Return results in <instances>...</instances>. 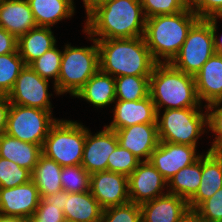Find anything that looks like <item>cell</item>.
I'll return each instance as SVG.
<instances>
[{"mask_svg": "<svg viewBox=\"0 0 222 222\" xmlns=\"http://www.w3.org/2000/svg\"><path fill=\"white\" fill-rule=\"evenodd\" d=\"M215 54L211 18L199 19L189 30L184 44L170 64L189 75H196Z\"/></svg>", "mask_w": 222, "mask_h": 222, "instance_id": "obj_8", "label": "cell"}, {"mask_svg": "<svg viewBox=\"0 0 222 222\" xmlns=\"http://www.w3.org/2000/svg\"><path fill=\"white\" fill-rule=\"evenodd\" d=\"M48 81L30 66H25L8 94L10 103L52 111L51 101H49L52 94L48 93Z\"/></svg>", "mask_w": 222, "mask_h": 222, "instance_id": "obj_10", "label": "cell"}, {"mask_svg": "<svg viewBox=\"0 0 222 222\" xmlns=\"http://www.w3.org/2000/svg\"><path fill=\"white\" fill-rule=\"evenodd\" d=\"M204 222H222V188L196 209Z\"/></svg>", "mask_w": 222, "mask_h": 222, "instance_id": "obj_38", "label": "cell"}, {"mask_svg": "<svg viewBox=\"0 0 222 222\" xmlns=\"http://www.w3.org/2000/svg\"><path fill=\"white\" fill-rule=\"evenodd\" d=\"M61 58L62 51H60L55 45L29 65L43 79L50 80L51 77L54 79V91L57 95L59 94L57 93L55 85L58 82Z\"/></svg>", "mask_w": 222, "mask_h": 222, "instance_id": "obj_31", "label": "cell"}, {"mask_svg": "<svg viewBox=\"0 0 222 222\" xmlns=\"http://www.w3.org/2000/svg\"><path fill=\"white\" fill-rule=\"evenodd\" d=\"M42 147L36 144L23 142L6 133L0 135V157L13 161L31 172L38 163Z\"/></svg>", "mask_w": 222, "mask_h": 222, "instance_id": "obj_23", "label": "cell"}, {"mask_svg": "<svg viewBox=\"0 0 222 222\" xmlns=\"http://www.w3.org/2000/svg\"><path fill=\"white\" fill-rule=\"evenodd\" d=\"M100 222H142L140 205L129 202L106 208Z\"/></svg>", "mask_w": 222, "mask_h": 222, "instance_id": "obj_36", "label": "cell"}, {"mask_svg": "<svg viewBox=\"0 0 222 222\" xmlns=\"http://www.w3.org/2000/svg\"><path fill=\"white\" fill-rule=\"evenodd\" d=\"M222 188V158L213 151L202 155L201 182L196 194L188 201L190 209H196L203 201Z\"/></svg>", "mask_w": 222, "mask_h": 222, "instance_id": "obj_21", "label": "cell"}, {"mask_svg": "<svg viewBox=\"0 0 222 222\" xmlns=\"http://www.w3.org/2000/svg\"><path fill=\"white\" fill-rule=\"evenodd\" d=\"M86 128L71 120H57L42 145V154L61 167L81 165Z\"/></svg>", "mask_w": 222, "mask_h": 222, "instance_id": "obj_6", "label": "cell"}, {"mask_svg": "<svg viewBox=\"0 0 222 222\" xmlns=\"http://www.w3.org/2000/svg\"><path fill=\"white\" fill-rule=\"evenodd\" d=\"M222 101L204 105L207 110V130L215 133V140L209 151L215 152L222 145Z\"/></svg>", "mask_w": 222, "mask_h": 222, "instance_id": "obj_37", "label": "cell"}, {"mask_svg": "<svg viewBox=\"0 0 222 222\" xmlns=\"http://www.w3.org/2000/svg\"><path fill=\"white\" fill-rule=\"evenodd\" d=\"M168 181L156 170L150 161H141L128 176L130 202L141 205L159 196Z\"/></svg>", "mask_w": 222, "mask_h": 222, "instance_id": "obj_13", "label": "cell"}, {"mask_svg": "<svg viewBox=\"0 0 222 222\" xmlns=\"http://www.w3.org/2000/svg\"><path fill=\"white\" fill-rule=\"evenodd\" d=\"M103 208L90 190L82 193H69L65 197L64 216L75 222H100Z\"/></svg>", "mask_w": 222, "mask_h": 222, "instance_id": "obj_25", "label": "cell"}, {"mask_svg": "<svg viewBox=\"0 0 222 222\" xmlns=\"http://www.w3.org/2000/svg\"><path fill=\"white\" fill-rule=\"evenodd\" d=\"M17 50V38L0 27V55L13 53Z\"/></svg>", "mask_w": 222, "mask_h": 222, "instance_id": "obj_41", "label": "cell"}, {"mask_svg": "<svg viewBox=\"0 0 222 222\" xmlns=\"http://www.w3.org/2000/svg\"><path fill=\"white\" fill-rule=\"evenodd\" d=\"M201 109L202 108L166 109L164 110L162 118L157 115L159 141L197 147L199 137L201 134H204L205 129L208 128L207 110L205 111L206 113H203Z\"/></svg>", "mask_w": 222, "mask_h": 222, "instance_id": "obj_7", "label": "cell"}, {"mask_svg": "<svg viewBox=\"0 0 222 222\" xmlns=\"http://www.w3.org/2000/svg\"><path fill=\"white\" fill-rule=\"evenodd\" d=\"M36 25L52 27L58 21L72 17L75 6L73 0H27Z\"/></svg>", "mask_w": 222, "mask_h": 222, "instance_id": "obj_26", "label": "cell"}, {"mask_svg": "<svg viewBox=\"0 0 222 222\" xmlns=\"http://www.w3.org/2000/svg\"><path fill=\"white\" fill-rule=\"evenodd\" d=\"M50 27H35L17 39V50L26 66L56 45Z\"/></svg>", "mask_w": 222, "mask_h": 222, "instance_id": "obj_22", "label": "cell"}, {"mask_svg": "<svg viewBox=\"0 0 222 222\" xmlns=\"http://www.w3.org/2000/svg\"><path fill=\"white\" fill-rule=\"evenodd\" d=\"M0 222H28V220L22 217L0 215Z\"/></svg>", "mask_w": 222, "mask_h": 222, "instance_id": "obj_47", "label": "cell"}, {"mask_svg": "<svg viewBox=\"0 0 222 222\" xmlns=\"http://www.w3.org/2000/svg\"><path fill=\"white\" fill-rule=\"evenodd\" d=\"M60 179L62 189L68 193H82L90 190V174L82 165L62 167Z\"/></svg>", "mask_w": 222, "mask_h": 222, "instance_id": "obj_32", "label": "cell"}, {"mask_svg": "<svg viewBox=\"0 0 222 222\" xmlns=\"http://www.w3.org/2000/svg\"><path fill=\"white\" fill-rule=\"evenodd\" d=\"M149 95L156 107L161 108H202L198 98L194 76L186 74L170 63H157L150 76Z\"/></svg>", "mask_w": 222, "mask_h": 222, "instance_id": "obj_4", "label": "cell"}, {"mask_svg": "<svg viewBox=\"0 0 222 222\" xmlns=\"http://www.w3.org/2000/svg\"><path fill=\"white\" fill-rule=\"evenodd\" d=\"M62 167L53 159L40 155L38 163L31 172V180L39 190L40 197L62 191L61 184Z\"/></svg>", "mask_w": 222, "mask_h": 222, "instance_id": "obj_27", "label": "cell"}, {"mask_svg": "<svg viewBox=\"0 0 222 222\" xmlns=\"http://www.w3.org/2000/svg\"><path fill=\"white\" fill-rule=\"evenodd\" d=\"M74 97L82 98L97 108L108 106L116 100L115 77L99 69Z\"/></svg>", "mask_w": 222, "mask_h": 222, "instance_id": "obj_24", "label": "cell"}, {"mask_svg": "<svg viewBox=\"0 0 222 222\" xmlns=\"http://www.w3.org/2000/svg\"><path fill=\"white\" fill-rule=\"evenodd\" d=\"M11 103L8 96H0V135L5 133L7 126L8 112Z\"/></svg>", "mask_w": 222, "mask_h": 222, "instance_id": "obj_42", "label": "cell"}, {"mask_svg": "<svg viewBox=\"0 0 222 222\" xmlns=\"http://www.w3.org/2000/svg\"><path fill=\"white\" fill-rule=\"evenodd\" d=\"M69 193L67 191H59L51 195H46L42 199L46 203L54 204L56 206H59L61 210L64 209V202H65V197H68Z\"/></svg>", "mask_w": 222, "mask_h": 222, "instance_id": "obj_43", "label": "cell"}, {"mask_svg": "<svg viewBox=\"0 0 222 222\" xmlns=\"http://www.w3.org/2000/svg\"><path fill=\"white\" fill-rule=\"evenodd\" d=\"M140 162L133 153L118 144L108 157L107 170L128 177Z\"/></svg>", "mask_w": 222, "mask_h": 222, "instance_id": "obj_35", "label": "cell"}, {"mask_svg": "<svg viewBox=\"0 0 222 222\" xmlns=\"http://www.w3.org/2000/svg\"><path fill=\"white\" fill-rule=\"evenodd\" d=\"M146 18L172 15L190 8L189 0H140Z\"/></svg>", "mask_w": 222, "mask_h": 222, "instance_id": "obj_34", "label": "cell"}, {"mask_svg": "<svg viewBox=\"0 0 222 222\" xmlns=\"http://www.w3.org/2000/svg\"><path fill=\"white\" fill-rule=\"evenodd\" d=\"M31 171L0 157V188H12L31 180Z\"/></svg>", "mask_w": 222, "mask_h": 222, "instance_id": "obj_33", "label": "cell"}, {"mask_svg": "<svg viewBox=\"0 0 222 222\" xmlns=\"http://www.w3.org/2000/svg\"><path fill=\"white\" fill-rule=\"evenodd\" d=\"M215 152L222 158V145Z\"/></svg>", "mask_w": 222, "mask_h": 222, "instance_id": "obj_48", "label": "cell"}, {"mask_svg": "<svg viewBox=\"0 0 222 222\" xmlns=\"http://www.w3.org/2000/svg\"><path fill=\"white\" fill-rule=\"evenodd\" d=\"M85 6L86 15L90 13L96 6L102 4L106 0H82Z\"/></svg>", "mask_w": 222, "mask_h": 222, "instance_id": "obj_46", "label": "cell"}, {"mask_svg": "<svg viewBox=\"0 0 222 222\" xmlns=\"http://www.w3.org/2000/svg\"><path fill=\"white\" fill-rule=\"evenodd\" d=\"M199 19L190 8L172 15L146 18L144 39L154 60L157 63H170Z\"/></svg>", "mask_w": 222, "mask_h": 222, "instance_id": "obj_3", "label": "cell"}, {"mask_svg": "<svg viewBox=\"0 0 222 222\" xmlns=\"http://www.w3.org/2000/svg\"><path fill=\"white\" fill-rule=\"evenodd\" d=\"M177 222H204L195 209H188Z\"/></svg>", "mask_w": 222, "mask_h": 222, "instance_id": "obj_45", "label": "cell"}, {"mask_svg": "<svg viewBox=\"0 0 222 222\" xmlns=\"http://www.w3.org/2000/svg\"><path fill=\"white\" fill-rule=\"evenodd\" d=\"M115 133L119 145L133 153L140 161H149L159 143L157 123L132 125L118 129Z\"/></svg>", "mask_w": 222, "mask_h": 222, "instance_id": "obj_16", "label": "cell"}, {"mask_svg": "<svg viewBox=\"0 0 222 222\" xmlns=\"http://www.w3.org/2000/svg\"><path fill=\"white\" fill-rule=\"evenodd\" d=\"M65 218L63 210L54 204L46 203L42 198L36 211L28 222H62Z\"/></svg>", "mask_w": 222, "mask_h": 222, "instance_id": "obj_39", "label": "cell"}, {"mask_svg": "<svg viewBox=\"0 0 222 222\" xmlns=\"http://www.w3.org/2000/svg\"><path fill=\"white\" fill-rule=\"evenodd\" d=\"M140 209L142 222H177L189 207L185 199L166 192L141 204Z\"/></svg>", "mask_w": 222, "mask_h": 222, "instance_id": "obj_19", "label": "cell"}, {"mask_svg": "<svg viewBox=\"0 0 222 222\" xmlns=\"http://www.w3.org/2000/svg\"><path fill=\"white\" fill-rule=\"evenodd\" d=\"M200 102L207 105L222 101V55L213 54L194 75Z\"/></svg>", "mask_w": 222, "mask_h": 222, "instance_id": "obj_18", "label": "cell"}, {"mask_svg": "<svg viewBox=\"0 0 222 222\" xmlns=\"http://www.w3.org/2000/svg\"><path fill=\"white\" fill-rule=\"evenodd\" d=\"M90 192L103 209L130 202L128 177L111 171L90 174Z\"/></svg>", "mask_w": 222, "mask_h": 222, "instance_id": "obj_11", "label": "cell"}, {"mask_svg": "<svg viewBox=\"0 0 222 222\" xmlns=\"http://www.w3.org/2000/svg\"><path fill=\"white\" fill-rule=\"evenodd\" d=\"M200 156L196 153V146L159 141L149 161L168 181L180 169L191 165Z\"/></svg>", "mask_w": 222, "mask_h": 222, "instance_id": "obj_12", "label": "cell"}, {"mask_svg": "<svg viewBox=\"0 0 222 222\" xmlns=\"http://www.w3.org/2000/svg\"><path fill=\"white\" fill-rule=\"evenodd\" d=\"M118 144V138L114 130L104 126L103 130L93 136L91 131L86 128L81 165L89 174L106 171L108 157Z\"/></svg>", "mask_w": 222, "mask_h": 222, "instance_id": "obj_15", "label": "cell"}, {"mask_svg": "<svg viewBox=\"0 0 222 222\" xmlns=\"http://www.w3.org/2000/svg\"><path fill=\"white\" fill-rule=\"evenodd\" d=\"M190 9L200 18H222V0H190Z\"/></svg>", "mask_w": 222, "mask_h": 222, "instance_id": "obj_40", "label": "cell"}, {"mask_svg": "<svg viewBox=\"0 0 222 222\" xmlns=\"http://www.w3.org/2000/svg\"><path fill=\"white\" fill-rule=\"evenodd\" d=\"M96 41L100 70L103 73L115 78L127 75L151 76L157 62L152 57L144 36Z\"/></svg>", "mask_w": 222, "mask_h": 222, "instance_id": "obj_2", "label": "cell"}, {"mask_svg": "<svg viewBox=\"0 0 222 222\" xmlns=\"http://www.w3.org/2000/svg\"><path fill=\"white\" fill-rule=\"evenodd\" d=\"M25 66L18 50L0 55V96H8Z\"/></svg>", "mask_w": 222, "mask_h": 222, "instance_id": "obj_30", "label": "cell"}, {"mask_svg": "<svg viewBox=\"0 0 222 222\" xmlns=\"http://www.w3.org/2000/svg\"><path fill=\"white\" fill-rule=\"evenodd\" d=\"M52 111L11 104L5 133L42 147L51 126L58 120Z\"/></svg>", "mask_w": 222, "mask_h": 222, "instance_id": "obj_9", "label": "cell"}, {"mask_svg": "<svg viewBox=\"0 0 222 222\" xmlns=\"http://www.w3.org/2000/svg\"><path fill=\"white\" fill-rule=\"evenodd\" d=\"M0 27L17 39L37 27L27 0H0Z\"/></svg>", "mask_w": 222, "mask_h": 222, "instance_id": "obj_20", "label": "cell"}, {"mask_svg": "<svg viewBox=\"0 0 222 222\" xmlns=\"http://www.w3.org/2000/svg\"><path fill=\"white\" fill-rule=\"evenodd\" d=\"M217 19H219V17H213L211 18V27H212V33H213V39H214V47H215V53L218 55H222V36H221V40L218 39L217 35H216V30L217 28Z\"/></svg>", "mask_w": 222, "mask_h": 222, "instance_id": "obj_44", "label": "cell"}, {"mask_svg": "<svg viewBox=\"0 0 222 222\" xmlns=\"http://www.w3.org/2000/svg\"><path fill=\"white\" fill-rule=\"evenodd\" d=\"M150 76H120L115 78L116 100L138 101L149 96Z\"/></svg>", "mask_w": 222, "mask_h": 222, "instance_id": "obj_29", "label": "cell"}, {"mask_svg": "<svg viewBox=\"0 0 222 222\" xmlns=\"http://www.w3.org/2000/svg\"><path fill=\"white\" fill-rule=\"evenodd\" d=\"M113 121L106 127L118 130L128 126L157 123V110L151 96L138 101L115 100Z\"/></svg>", "mask_w": 222, "mask_h": 222, "instance_id": "obj_17", "label": "cell"}, {"mask_svg": "<svg viewBox=\"0 0 222 222\" xmlns=\"http://www.w3.org/2000/svg\"><path fill=\"white\" fill-rule=\"evenodd\" d=\"M90 47H73L65 45L62 51L58 82L55 85L57 93H70L74 96L85 83L100 69L99 47L96 39ZM92 38V39H91Z\"/></svg>", "mask_w": 222, "mask_h": 222, "instance_id": "obj_5", "label": "cell"}, {"mask_svg": "<svg viewBox=\"0 0 222 222\" xmlns=\"http://www.w3.org/2000/svg\"><path fill=\"white\" fill-rule=\"evenodd\" d=\"M86 18L84 33L94 39H129L145 33L146 17L140 0H106Z\"/></svg>", "mask_w": 222, "mask_h": 222, "instance_id": "obj_1", "label": "cell"}, {"mask_svg": "<svg viewBox=\"0 0 222 222\" xmlns=\"http://www.w3.org/2000/svg\"><path fill=\"white\" fill-rule=\"evenodd\" d=\"M40 200L39 190L32 180L12 188H0V215L29 220Z\"/></svg>", "mask_w": 222, "mask_h": 222, "instance_id": "obj_14", "label": "cell"}, {"mask_svg": "<svg viewBox=\"0 0 222 222\" xmlns=\"http://www.w3.org/2000/svg\"><path fill=\"white\" fill-rule=\"evenodd\" d=\"M62 222H75V221H72L70 219L64 218Z\"/></svg>", "mask_w": 222, "mask_h": 222, "instance_id": "obj_49", "label": "cell"}, {"mask_svg": "<svg viewBox=\"0 0 222 222\" xmlns=\"http://www.w3.org/2000/svg\"><path fill=\"white\" fill-rule=\"evenodd\" d=\"M202 174V154L191 165L180 169L168 180V193L175 194L185 199L187 202L196 194Z\"/></svg>", "mask_w": 222, "mask_h": 222, "instance_id": "obj_28", "label": "cell"}]
</instances>
